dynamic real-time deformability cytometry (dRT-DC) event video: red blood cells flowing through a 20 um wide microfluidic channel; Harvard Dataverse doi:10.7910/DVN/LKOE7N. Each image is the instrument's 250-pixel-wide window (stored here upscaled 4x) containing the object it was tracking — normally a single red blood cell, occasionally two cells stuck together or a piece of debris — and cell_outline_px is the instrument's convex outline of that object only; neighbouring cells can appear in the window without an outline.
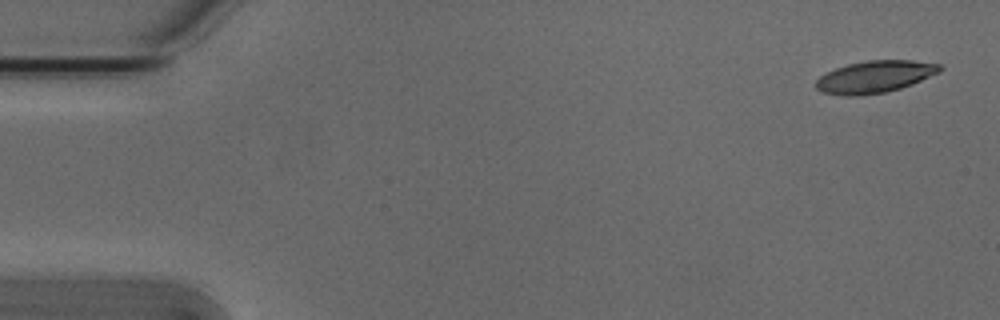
{"species": "Egyptian fruit bat (a non-hibernating species)", "species_latin": "Rousettus aegyptiacus", "temperature_condition": "cold", "stored_images_in_passage": 2, "camera_frame_rate_fps": 3000, "um_per_image_px": 0.085, "animal": {"sex": "male"}, "frame": {"image": 1, "passage_image": 2, "time_ms": 0.333, "image_size_px": [1000, 320], "cell_outline_px": [[944, 68], [940, 72], [912, 84], [900, 88], [884, 92], [860, 96], [844, 96], [824, 92], [816, 88], [816, 80], [820, 76], [836, 68], [848, 64], [868, 60], [912, 60], [940, 64]], "centroid_in_image_um": [74.38, 6.52], "position_along_channel_um": 10.6, "area_um2": 23.06}}